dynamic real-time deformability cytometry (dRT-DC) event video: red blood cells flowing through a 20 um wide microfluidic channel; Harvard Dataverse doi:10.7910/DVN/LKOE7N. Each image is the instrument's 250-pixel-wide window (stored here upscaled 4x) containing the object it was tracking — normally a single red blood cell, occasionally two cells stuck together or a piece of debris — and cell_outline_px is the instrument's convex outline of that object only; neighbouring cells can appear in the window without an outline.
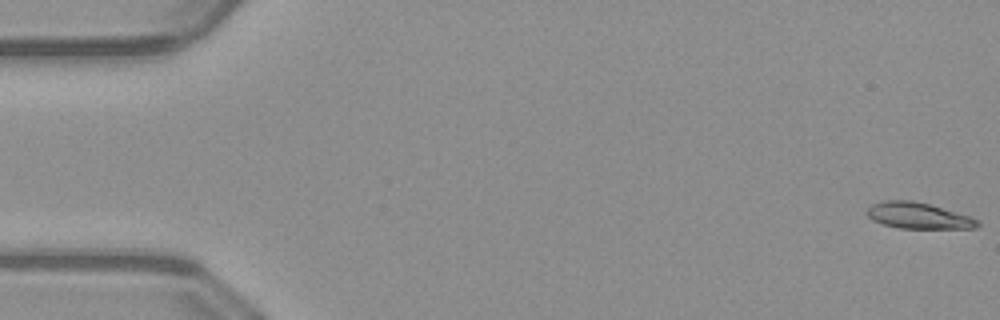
{"species": "common noctule bat (a hibernating species)", "species_latin": "Nyctalus noctula", "temperature_condition": "warm", "stored_images_in_passage": 47, "camera_frame_rate_fps": 3000, "um_per_image_px": 0.085, "animal": {"sex": "male", "body_mass_g": 23.1, "forearm_length_mm": 52.7}, "frame": {"image": 1, "passage_image": 1, "time_ms": 0.0, "image_size_px": [1000, 320], "cell_outline_px": [[980, 224], [976, 228], [900, 228], [884, 224], [872, 220], [864, 212], [872, 204], [884, 200], [912, 200], [928, 204], [972, 216], [980, 220]], "centroid_in_image_um": [78.06, 18.32], "position_along_channel_um": 6.9, "area_um2": 16.88}}
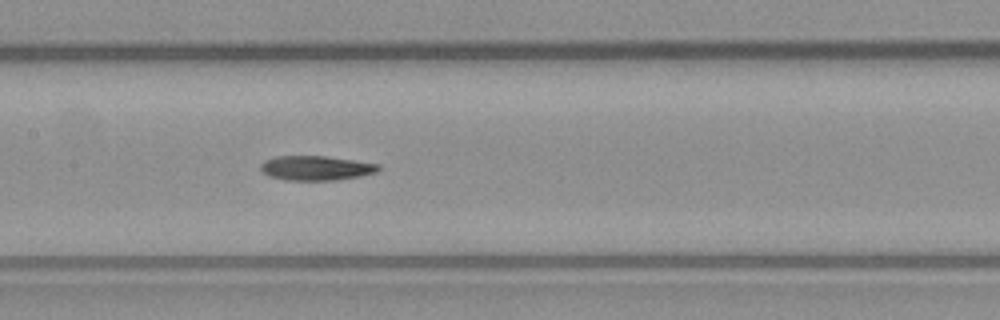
{"frame": {"image": 2, "passage_image": 25, "time_ms": 8.0, "image_size_px": [1000, 320], "cell_outline_px": [[384, 168], [376, 172], [360, 176], [336, 180], [288, 180], [268, 176], [260, 168], [260, 164], [264, 160], [276, 156], [324, 156], [356, 160], [380, 164]], "centroid_in_image_um": [26.9, 14.28], "position_along_channel_um": 180.5, "area_um2": 16.99}}
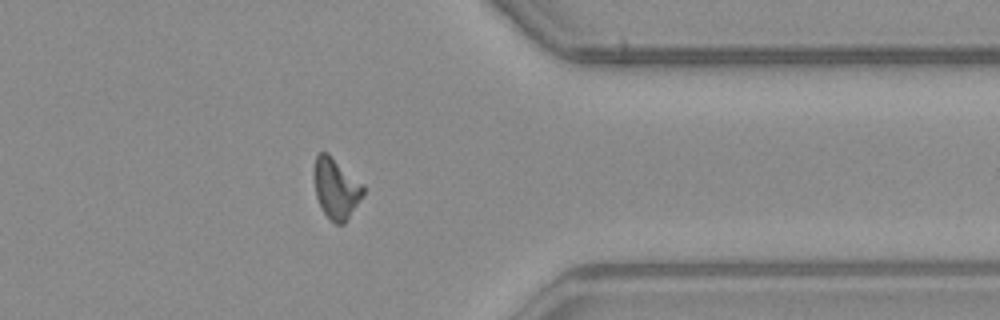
{"frame": {"image": 3, "passage_image": 41, "time_ms": 13.333, "image_size_px": [1000, 320], "cell_outline_px": [[364, 192], [344, 224], [336, 224], [324, 212], [316, 196], [312, 176], [312, 172], [316, 156], [320, 152], [328, 152], [364, 184]], "centroid_in_image_um": [28.53, 15.95], "position_along_channel_um": 382.9, "area_um2": 17.4}}